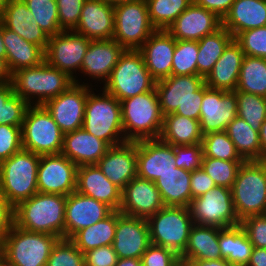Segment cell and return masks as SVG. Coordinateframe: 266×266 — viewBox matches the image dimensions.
Instances as JSON below:
<instances>
[{
    "label": "cell",
    "instance_id": "1",
    "mask_svg": "<svg viewBox=\"0 0 266 266\" xmlns=\"http://www.w3.org/2000/svg\"><path fill=\"white\" fill-rule=\"evenodd\" d=\"M67 196L37 192L14 207V225L27 231L65 238Z\"/></svg>",
    "mask_w": 266,
    "mask_h": 266
},
{
    "label": "cell",
    "instance_id": "2",
    "mask_svg": "<svg viewBox=\"0 0 266 266\" xmlns=\"http://www.w3.org/2000/svg\"><path fill=\"white\" fill-rule=\"evenodd\" d=\"M74 83V79L67 73L50 66L46 61L36 67L20 69L11 75L14 94L29 105H43Z\"/></svg>",
    "mask_w": 266,
    "mask_h": 266
},
{
    "label": "cell",
    "instance_id": "3",
    "mask_svg": "<svg viewBox=\"0 0 266 266\" xmlns=\"http://www.w3.org/2000/svg\"><path fill=\"white\" fill-rule=\"evenodd\" d=\"M126 141L159 139L163 118L156 89L120 102Z\"/></svg>",
    "mask_w": 266,
    "mask_h": 266
},
{
    "label": "cell",
    "instance_id": "4",
    "mask_svg": "<svg viewBox=\"0 0 266 266\" xmlns=\"http://www.w3.org/2000/svg\"><path fill=\"white\" fill-rule=\"evenodd\" d=\"M40 157L22 148L0 163V192L13 207L38 192Z\"/></svg>",
    "mask_w": 266,
    "mask_h": 266
},
{
    "label": "cell",
    "instance_id": "5",
    "mask_svg": "<svg viewBox=\"0 0 266 266\" xmlns=\"http://www.w3.org/2000/svg\"><path fill=\"white\" fill-rule=\"evenodd\" d=\"M82 128L110 147L126 142L120 101L104 90L97 95L91 90L85 104Z\"/></svg>",
    "mask_w": 266,
    "mask_h": 266
},
{
    "label": "cell",
    "instance_id": "6",
    "mask_svg": "<svg viewBox=\"0 0 266 266\" xmlns=\"http://www.w3.org/2000/svg\"><path fill=\"white\" fill-rule=\"evenodd\" d=\"M238 220L266 214V161H244L231 188Z\"/></svg>",
    "mask_w": 266,
    "mask_h": 266
},
{
    "label": "cell",
    "instance_id": "7",
    "mask_svg": "<svg viewBox=\"0 0 266 266\" xmlns=\"http://www.w3.org/2000/svg\"><path fill=\"white\" fill-rule=\"evenodd\" d=\"M59 239L55 235L27 231L13 225L2 238V256L16 266H46Z\"/></svg>",
    "mask_w": 266,
    "mask_h": 266
},
{
    "label": "cell",
    "instance_id": "8",
    "mask_svg": "<svg viewBox=\"0 0 266 266\" xmlns=\"http://www.w3.org/2000/svg\"><path fill=\"white\" fill-rule=\"evenodd\" d=\"M155 83L156 81L146 68L142 54L138 50H126L113 68L102 90L121 102L153 90Z\"/></svg>",
    "mask_w": 266,
    "mask_h": 266
},
{
    "label": "cell",
    "instance_id": "9",
    "mask_svg": "<svg viewBox=\"0 0 266 266\" xmlns=\"http://www.w3.org/2000/svg\"><path fill=\"white\" fill-rule=\"evenodd\" d=\"M151 244L181 256L188 244L193 220L189 207L164 206L147 219Z\"/></svg>",
    "mask_w": 266,
    "mask_h": 266
},
{
    "label": "cell",
    "instance_id": "10",
    "mask_svg": "<svg viewBox=\"0 0 266 266\" xmlns=\"http://www.w3.org/2000/svg\"><path fill=\"white\" fill-rule=\"evenodd\" d=\"M22 148L38 155L59 154L64 133L43 105H29L21 127Z\"/></svg>",
    "mask_w": 266,
    "mask_h": 266
},
{
    "label": "cell",
    "instance_id": "11",
    "mask_svg": "<svg viewBox=\"0 0 266 266\" xmlns=\"http://www.w3.org/2000/svg\"><path fill=\"white\" fill-rule=\"evenodd\" d=\"M156 29L150 22L146 0L114 5L113 38L126 50H138Z\"/></svg>",
    "mask_w": 266,
    "mask_h": 266
},
{
    "label": "cell",
    "instance_id": "12",
    "mask_svg": "<svg viewBox=\"0 0 266 266\" xmlns=\"http://www.w3.org/2000/svg\"><path fill=\"white\" fill-rule=\"evenodd\" d=\"M189 209L195 224L219 228L240 224L232 199V191L225 186H215L207 193L192 199Z\"/></svg>",
    "mask_w": 266,
    "mask_h": 266
},
{
    "label": "cell",
    "instance_id": "13",
    "mask_svg": "<svg viewBox=\"0 0 266 266\" xmlns=\"http://www.w3.org/2000/svg\"><path fill=\"white\" fill-rule=\"evenodd\" d=\"M88 38L75 31H62L50 36L45 61L60 71L67 73L75 83H80L74 73L81 71L86 50L90 44Z\"/></svg>",
    "mask_w": 266,
    "mask_h": 266
},
{
    "label": "cell",
    "instance_id": "14",
    "mask_svg": "<svg viewBox=\"0 0 266 266\" xmlns=\"http://www.w3.org/2000/svg\"><path fill=\"white\" fill-rule=\"evenodd\" d=\"M92 87L84 82L74 83L43 104L64 134L82 128L85 104Z\"/></svg>",
    "mask_w": 266,
    "mask_h": 266
},
{
    "label": "cell",
    "instance_id": "15",
    "mask_svg": "<svg viewBox=\"0 0 266 266\" xmlns=\"http://www.w3.org/2000/svg\"><path fill=\"white\" fill-rule=\"evenodd\" d=\"M77 168L63 154L41 155L37 174L39 193L67 196L76 191Z\"/></svg>",
    "mask_w": 266,
    "mask_h": 266
},
{
    "label": "cell",
    "instance_id": "16",
    "mask_svg": "<svg viewBox=\"0 0 266 266\" xmlns=\"http://www.w3.org/2000/svg\"><path fill=\"white\" fill-rule=\"evenodd\" d=\"M236 116V90L212 89L205 84L199 119L202 134L225 131Z\"/></svg>",
    "mask_w": 266,
    "mask_h": 266
},
{
    "label": "cell",
    "instance_id": "17",
    "mask_svg": "<svg viewBox=\"0 0 266 266\" xmlns=\"http://www.w3.org/2000/svg\"><path fill=\"white\" fill-rule=\"evenodd\" d=\"M204 85L205 78L200 75H171L157 81L155 89L162 114L175 113L187 100H203Z\"/></svg>",
    "mask_w": 266,
    "mask_h": 266
},
{
    "label": "cell",
    "instance_id": "18",
    "mask_svg": "<svg viewBox=\"0 0 266 266\" xmlns=\"http://www.w3.org/2000/svg\"><path fill=\"white\" fill-rule=\"evenodd\" d=\"M164 206L155 183L136 176L122 190L119 211L126 216L148 219Z\"/></svg>",
    "mask_w": 266,
    "mask_h": 266
},
{
    "label": "cell",
    "instance_id": "19",
    "mask_svg": "<svg viewBox=\"0 0 266 266\" xmlns=\"http://www.w3.org/2000/svg\"><path fill=\"white\" fill-rule=\"evenodd\" d=\"M177 168L173 145L160 139L137 141V176L155 182Z\"/></svg>",
    "mask_w": 266,
    "mask_h": 266
},
{
    "label": "cell",
    "instance_id": "20",
    "mask_svg": "<svg viewBox=\"0 0 266 266\" xmlns=\"http://www.w3.org/2000/svg\"><path fill=\"white\" fill-rule=\"evenodd\" d=\"M114 210L103 202L77 191L67 195L65 208V239L109 216Z\"/></svg>",
    "mask_w": 266,
    "mask_h": 266
},
{
    "label": "cell",
    "instance_id": "21",
    "mask_svg": "<svg viewBox=\"0 0 266 266\" xmlns=\"http://www.w3.org/2000/svg\"><path fill=\"white\" fill-rule=\"evenodd\" d=\"M151 245L147 219L121 215L112 247L118 258H141Z\"/></svg>",
    "mask_w": 266,
    "mask_h": 266
},
{
    "label": "cell",
    "instance_id": "22",
    "mask_svg": "<svg viewBox=\"0 0 266 266\" xmlns=\"http://www.w3.org/2000/svg\"><path fill=\"white\" fill-rule=\"evenodd\" d=\"M97 166L122 191L137 176V141L111 146Z\"/></svg>",
    "mask_w": 266,
    "mask_h": 266
},
{
    "label": "cell",
    "instance_id": "23",
    "mask_svg": "<svg viewBox=\"0 0 266 266\" xmlns=\"http://www.w3.org/2000/svg\"><path fill=\"white\" fill-rule=\"evenodd\" d=\"M221 27L222 19L192 2L167 28V31L176 40L199 41Z\"/></svg>",
    "mask_w": 266,
    "mask_h": 266
},
{
    "label": "cell",
    "instance_id": "24",
    "mask_svg": "<svg viewBox=\"0 0 266 266\" xmlns=\"http://www.w3.org/2000/svg\"><path fill=\"white\" fill-rule=\"evenodd\" d=\"M175 47L176 39L167 30H155L138 49L156 82L171 76Z\"/></svg>",
    "mask_w": 266,
    "mask_h": 266
},
{
    "label": "cell",
    "instance_id": "25",
    "mask_svg": "<svg viewBox=\"0 0 266 266\" xmlns=\"http://www.w3.org/2000/svg\"><path fill=\"white\" fill-rule=\"evenodd\" d=\"M125 51L126 49L114 39L90 41L80 73L95 81L102 80L104 85Z\"/></svg>",
    "mask_w": 266,
    "mask_h": 266
},
{
    "label": "cell",
    "instance_id": "26",
    "mask_svg": "<svg viewBox=\"0 0 266 266\" xmlns=\"http://www.w3.org/2000/svg\"><path fill=\"white\" fill-rule=\"evenodd\" d=\"M91 41L110 40L114 35V5L102 0H85L73 30Z\"/></svg>",
    "mask_w": 266,
    "mask_h": 266
},
{
    "label": "cell",
    "instance_id": "27",
    "mask_svg": "<svg viewBox=\"0 0 266 266\" xmlns=\"http://www.w3.org/2000/svg\"><path fill=\"white\" fill-rule=\"evenodd\" d=\"M0 19L4 27L40 46L44 51L47 49L49 36L38 25L23 0H10L0 8Z\"/></svg>",
    "mask_w": 266,
    "mask_h": 266
},
{
    "label": "cell",
    "instance_id": "28",
    "mask_svg": "<svg viewBox=\"0 0 266 266\" xmlns=\"http://www.w3.org/2000/svg\"><path fill=\"white\" fill-rule=\"evenodd\" d=\"M76 191L119 211L122 191L104 176L97 164L77 168Z\"/></svg>",
    "mask_w": 266,
    "mask_h": 266
},
{
    "label": "cell",
    "instance_id": "29",
    "mask_svg": "<svg viewBox=\"0 0 266 266\" xmlns=\"http://www.w3.org/2000/svg\"><path fill=\"white\" fill-rule=\"evenodd\" d=\"M110 146L83 128L64 134L61 154L77 166L97 164Z\"/></svg>",
    "mask_w": 266,
    "mask_h": 266
},
{
    "label": "cell",
    "instance_id": "30",
    "mask_svg": "<svg viewBox=\"0 0 266 266\" xmlns=\"http://www.w3.org/2000/svg\"><path fill=\"white\" fill-rule=\"evenodd\" d=\"M244 56L240 45L233 39L205 78V84L212 89L236 90Z\"/></svg>",
    "mask_w": 266,
    "mask_h": 266
},
{
    "label": "cell",
    "instance_id": "31",
    "mask_svg": "<svg viewBox=\"0 0 266 266\" xmlns=\"http://www.w3.org/2000/svg\"><path fill=\"white\" fill-rule=\"evenodd\" d=\"M2 38L6 49L5 61L11 75L23 68L39 66L45 61V51L40 46L26 41L3 24Z\"/></svg>",
    "mask_w": 266,
    "mask_h": 266
},
{
    "label": "cell",
    "instance_id": "32",
    "mask_svg": "<svg viewBox=\"0 0 266 266\" xmlns=\"http://www.w3.org/2000/svg\"><path fill=\"white\" fill-rule=\"evenodd\" d=\"M233 37L243 31L266 26V0H234L222 20Z\"/></svg>",
    "mask_w": 266,
    "mask_h": 266
},
{
    "label": "cell",
    "instance_id": "33",
    "mask_svg": "<svg viewBox=\"0 0 266 266\" xmlns=\"http://www.w3.org/2000/svg\"><path fill=\"white\" fill-rule=\"evenodd\" d=\"M219 233V227L194 223L189 232L187 247L180 256L181 264L185 265L190 260L221 259Z\"/></svg>",
    "mask_w": 266,
    "mask_h": 266
},
{
    "label": "cell",
    "instance_id": "34",
    "mask_svg": "<svg viewBox=\"0 0 266 266\" xmlns=\"http://www.w3.org/2000/svg\"><path fill=\"white\" fill-rule=\"evenodd\" d=\"M154 183L165 206H190L191 172L175 168L173 171L161 175Z\"/></svg>",
    "mask_w": 266,
    "mask_h": 266
},
{
    "label": "cell",
    "instance_id": "35",
    "mask_svg": "<svg viewBox=\"0 0 266 266\" xmlns=\"http://www.w3.org/2000/svg\"><path fill=\"white\" fill-rule=\"evenodd\" d=\"M199 120L175 113L165 115L159 139L170 145H195L202 142Z\"/></svg>",
    "mask_w": 266,
    "mask_h": 266
},
{
    "label": "cell",
    "instance_id": "36",
    "mask_svg": "<svg viewBox=\"0 0 266 266\" xmlns=\"http://www.w3.org/2000/svg\"><path fill=\"white\" fill-rule=\"evenodd\" d=\"M121 215L120 211H113L104 219L76 232L70 240L83 253L100 246L112 245L115 237L117 219Z\"/></svg>",
    "mask_w": 266,
    "mask_h": 266
},
{
    "label": "cell",
    "instance_id": "37",
    "mask_svg": "<svg viewBox=\"0 0 266 266\" xmlns=\"http://www.w3.org/2000/svg\"><path fill=\"white\" fill-rule=\"evenodd\" d=\"M218 243L222 259H226L237 266H247L253 245L240 224L233 227L220 228Z\"/></svg>",
    "mask_w": 266,
    "mask_h": 266
},
{
    "label": "cell",
    "instance_id": "38",
    "mask_svg": "<svg viewBox=\"0 0 266 266\" xmlns=\"http://www.w3.org/2000/svg\"><path fill=\"white\" fill-rule=\"evenodd\" d=\"M233 39L231 33L223 26L201 38L198 41L197 75L206 78Z\"/></svg>",
    "mask_w": 266,
    "mask_h": 266
},
{
    "label": "cell",
    "instance_id": "39",
    "mask_svg": "<svg viewBox=\"0 0 266 266\" xmlns=\"http://www.w3.org/2000/svg\"><path fill=\"white\" fill-rule=\"evenodd\" d=\"M225 132L244 161H261L259 132L245 120L236 116L227 126Z\"/></svg>",
    "mask_w": 266,
    "mask_h": 266
},
{
    "label": "cell",
    "instance_id": "40",
    "mask_svg": "<svg viewBox=\"0 0 266 266\" xmlns=\"http://www.w3.org/2000/svg\"><path fill=\"white\" fill-rule=\"evenodd\" d=\"M236 91L266 97V59L244 56Z\"/></svg>",
    "mask_w": 266,
    "mask_h": 266
},
{
    "label": "cell",
    "instance_id": "41",
    "mask_svg": "<svg viewBox=\"0 0 266 266\" xmlns=\"http://www.w3.org/2000/svg\"><path fill=\"white\" fill-rule=\"evenodd\" d=\"M193 0H146L149 19L156 30H167Z\"/></svg>",
    "mask_w": 266,
    "mask_h": 266
},
{
    "label": "cell",
    "instance_id": "42",
    "mask_svg": "<svg viewBox=\"0 0 266 266\" xmlns=\"http://www.w3.org/2000/svg\"><path fill=\"white\" fill-rule=\"evenodd\" d=\"M29 104L14 94L10 83L0 85V124L22 127Z\"/></svg>",
    "mask_w": 266,
    "mask_h": 266
},
{
    "label": "cell",
    "instance_id": "43",
    "mask_svg": "<svg viewBox=\"0 0 266 266\" xmlns=\"http://www.w3.org/2000/svg\"><path fill=\"white\" fill-rule=\"evenodd\" d=\"M237 116L245 120L254 130L260 132L266 120V97L236 91Z\"/></svg>",
    "mask_w": 266,
    "mask_h": 266
},
{
    "label": "cell",
    "instance_id": "44",
    "mask_svg": "<svg viewBox=\"0 0 266 266\" xmlns=\"http://www.w3.org/2000/svg\"><path fill=\"white\" fill-rule=\"evenodd\" d=\"M203 156L224 161H244L225 131L210 132L202 138Z\"/></svg>",
    "mask_w": 266,
    "mask_h": 266
},
{
    "label": "cell",
    "instance_id": "45",
    "mask_svg": "<svg viewBox=\"0 0 266 266\" xmlns=\"http://www.w3.org/2000/svg\"><path fill=\"white\" fill-rule=\"evenodd\" d=\"M38 25L50 36L62 32L56 0H23Z\"/></svg>",
    "mask_w": 266,
    "mask_h": 266
},
{
    "label": "cell",
    "instance_id": "46",
    "mask_svg": "<svg viewBox=\"0 0 266 266\" xmlns=\"http://www.w3.org/2000/svg\"><path fill=\"white\" fill-rule=\"evenodd\" d=\"M243 162L224 161L203 156L201 169L207 173L216 186H225L231 189Z\"/></svg>",
    "mask_w": 266,
    "mask_h": 266
},
{
    "label": "cell",
    "instance_id": "47",
    "mask_svg": "<svg viewBox=\"0 0 266 266\" xmlns=\"http://www.w3.org/2000/svg\"><path fill=\"white\" fill-rule=\"evenodd\" d=\"M198 41L176 40L171 75H197Z\"/></svg>",
    "mask_w": 266,
    "mask_h": 266
},
{
    "label": "cell",
    "instance_id": "48",
    "mask_svg": "<svg viewBox=\"0 0 266 266\" xmlns=\"http://www.w3.org/2000/svg\"><path fill=\"white\" fill-rule=\"evenodd\" d=\"M46 266H85L84 253L70 239L61 238L53 247Z\"/></svg>",
    "mask_w": 266,
    "mask_h": 266
},
{
    "label": "cell",
    "instance_id": "49",
    "mask_svg": "<svg viewBox=\"0 0 266 266\" xmlns=\"http://www.w3.org/2000/svg\"><path fill=\"white\" fill-rule=\"evenodd\" d=\"M234 40L240 45L245 56L266 59V26L238 33Z\"/></svg>",
    "mask_w": 266,
    "mask_h": 266
},
{
    "label": "cell",
    "instance_id": "50",
    "mask_svg": "<svg viewBox=\"0 0 266 266\" xmlns=\"http://www.w3.org/2000/svg\"><path fill=\"white\" fill-rule=\"evenodd\" d=\"M175 164L177 168L189 172L200 169L203 159L202 144L174 145Z\"/></svg>",
    "mask_w": 266,
    "mask_h": 266
},
{
    "label": "cell",
    "instance_id": "51",
    "mask_svg": "<svg viewBox=\"0 0 266 266\" xmlns=\"http://www.w3.org/2000/svg\"><path fill=\"white\" fill-rule=\"evenodd\" d=\"M85 0H56L59 26L62 31H73L79 22Z\"/></svg>",
    "mask_w": 266,
    "mask_h": 266
},
{
    "label": "cell",
    "instance_id": "52",
    "mask_svg": "<svg viewBox=\"0 0 266 266\" xmlns=\"http://www.w3.org/2000/svg\"><path fill=\"white\" fill-rule=\"evenodd\" d=\"M21 149V127L0 124V163Z\"/></svg>",
    "mask_w": 266,
    "mask_h": 266
},
{
    "label": "cell",
    "instance_id": "53",
    "mask_svg": "<svg viewBox=\"0 0 266 266\" xmlns=\"http://www.w3.org/2000/svg\"><path fill=\"white\" fill-rule=\"evenodd\" d=\"M142 266H180V256L174 251L151 244L141 256Z\"/></svg>",
    "mask_w": 266,
    "mask_h": 266
},
{
    "label": "cell",
    "instance_id": "54",
    "mask_svg": "<svg viewBox=\"0 0 266 266\" xmlns=\"http://www.w3.org/2000/svg\"><path fill=\"white\" fill-rule=\"evenodd\" d=\"M240 225L247 233L253 247L266 248V214L244 218Z\"/></svg>",
    "mask_w": 266,
    "mask_h": 266
},
{
    "label": "cell",
    "instance_id": "55",
    "mask_svg": "<svg viewBox=\"0 0 266 266\" xmlns=\"http://www.w3.org/2000/svg\"><path fill=\"white\" fill-rule=\"evenodd\" d=\"M117 253L112 245L100 246L84 253L85 266H115Z\"/></svg>",
    "mask_w": 266,
    "mask_h": 266
},
{
    "label": "cell",
    "instance_id": "56",
    "mask_svg": "<svg viewBox=\"0 0 266 266\" xmlns=\"http://www.w3.org/2000/svg\"><path fill=\"white\" fill-rule=\"evenodd\" d=\"M216 184L201 168L191 172V201L212 190Z\"/></svg>",
    "mask_w": 266,
    "mask_h": 266
},
{
    "label": "cell",
    "instance_id": "57",
    "mask_svg": "<svg viewBox=\"0 0 266 266\" xmlns=\"http://www.w3.org/2000/svg\"><path fill=\"white\" fill-rule=\"evenodd\" d=\"M14 225V207L0 192V238Z\"/></svg>",
    "mask_w": 266,
    "mask_h": 266
},
{
    "label": "cell",
    "instance_id": "58",
    "mask_svg": "<svg viewBox=\"0 0 266 266\" xmlns=\"http://www.w3.org/2000/svg\"><path fill=\"white\" fill-rule=\"evenodd\" d=\"M193 2L202 8L215 13L223 20L230 11L234 0H193Z\"/></svg>",
    "mask_w": 266,
    "mask_h": 266
},
{
    "label": "cell",
    "instance_id": "59",
    "mask_svg": "<svg viewBox=\"0 0 266 266\" xmlns=\"http://www.w3.org/2000/svg\"><path fill=\"white\" fill-rule=\"evenodd\" d=\"M201 104L202 100H187L177 108L175 114L199 120Z\"/></svg>",
    "mask_w": 266,
    "mask_h": 266
},
{
    "label": "cell",
    "instance_id": "60",
    "mask_svg": "<svg viewBox=\"0 0 266 266\" xmlns=\"http://www.w3.org/2000/svg\"><path fill=\"white\" fill-rule=\"evenodd\" d=\"M247 266H266V248L253 247Z\"/></svg>",
    "mask_w": 266,
    "mask_h": 266
},
{
    "label": "cell",
    "instance_id": "61",
    "mask_svg": "<svg viewBox=\"0 0 266 266\" xmlns=\"http://www.w3.org/2000/svg\"><path fill=\"white\" fill-rule=\"evenodd\" d=\"M186 266H237L226 259H217V260H190L186 264Z\"/></svg>",
    "mask_w": 266,
    "mask_h": 266
},
{
    "label": "cell",
    "instance_id": "62",
    "mask_svg": "<svg viewBox=\"0 0 266 266\" xmlns=\"http://www.w3.org/2000/svg\"><path fill=\"white\" fill-rule=\"evenodd\" d=\"M11 82V73L7 68L5 59L0 57V85Z\"/></svg>",
    "mask_w": 266,
    "mask_h": 266
},
{
    "label": "cell",
    "instance_id": "63",
    "mask_svg": "<svg viewBox=\"0 0 266 266\" xmlns=\"http://www.w3.org/2000/svg\"><path fill=\"white\" fill-rule=\"evenodd\" d=\"M261 161H266V120L260 128Z\"/></svg>",
    "mask_w": 266,
    "mask_h": 266
},
{
    "label": "cell",
    "instance_id": "64",
    "mask_svg": "<svg viewBox=\"0 0 266 266\" xmlns=\"http://www.w3.org/2000/svg\"><path fill=\"white\" fill-rule=\"evenodd\" d=\"M115 266H142L141 258H118Z\"/></svg>",
    "mask_w": 266,
    "mask_h": 266
},
{
    "label": "cell",
    "instance_id": "65",
    "mask_svg": "<svg viewBox=\"0 0 266 266\" xmlns=\"http://www.w3.org/2000/svg\"><path fill=\"white\" fill-rule=\"evenodd\" d=\"M0 57L6 60V49L2 38V22L0 19Z\"/></svg>",
    "mask_w": 266,
    "mask_h": 266
},
{
    "label": "cell",
    "instance_id": "66",
    "mask_svg": "<svg viewBox=\"0 0 266 266\" xmlns=\"http://www.w3.org/2000/svg\"><path fill=\"white\" fill-rule=\"evenodd\" d=\"M0 266H16L13 263H10L5 257H0Z\"/></svg>",
    "mask_w": 266,
    "mask_h": 266
},
{
    "label": "cell",
    "instance_id": "67",
    "mask_svg": "<svg viewBox=\"0 0 266 266\" xmlns=\"http://www.w3.org/2000/svg\"><path fill=\"white\" fill-rule=\"evenodd\" d=\"M103 2H107L108 4L116 5L119 3L131 1V0H102Z\"/></svg>",
    "mask_w": 266,
    "mask_h": 266
},
{
    "label": "cell",
    "instance_id": "68",
    "mask_svg": "<svg viewBox=\"0 0 266 266\" xmlns=\"http://www.w3.org/2000/svg\"><path fill=\"white\" fill-rule=\"evenodd\" d=\"M10 0H0V8L6 5Z\"/></svg>",
    "mask_w": 266,
    "mask_h": 266
},
{
    "label": "cell",
    "instance_id": "69",
    "mask_svg": "<svg viewBox=\"0 0 266 266\" xmlns=\"http://www.w3.org/2000/svg\"><path fill=\"white\" fill-rule=\"evenodd\" d=\"M2 256V239L0 238V257Z\"/></svg>",
    "mask_w": 266,
    "mask_h": 266
}]
</instances>
